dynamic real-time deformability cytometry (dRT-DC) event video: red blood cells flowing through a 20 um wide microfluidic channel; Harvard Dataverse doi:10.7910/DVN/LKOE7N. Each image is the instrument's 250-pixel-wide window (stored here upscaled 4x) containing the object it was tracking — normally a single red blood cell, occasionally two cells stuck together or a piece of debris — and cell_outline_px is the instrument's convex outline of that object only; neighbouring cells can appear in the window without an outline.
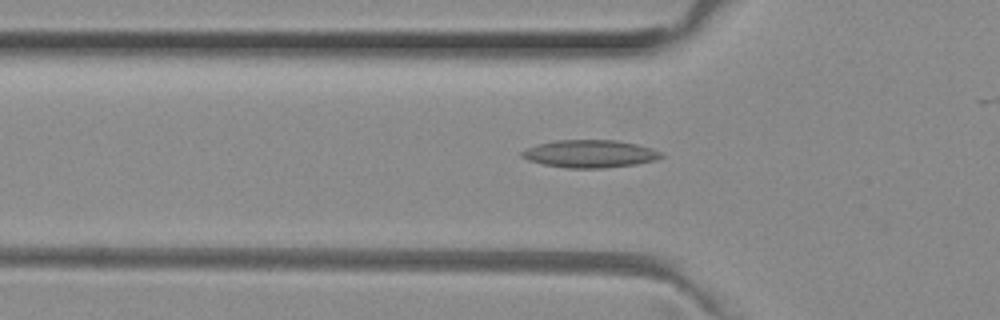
{"species": "common noctule bat (a hibernating species)", "species_latin": "Nyctalus noctula", "temperature_condition": "room temperature", "stored_images_in_passage": 44, "camera_frame_rate_fps": 3000, "um_per_image_px": 0.085, "animal": {"sex": "female", "body_mass_g": 29.2, "forearm_length_mm": 56.3}, "frame": {"image": 1, "passage_image": 16, "time_ms": 5.0, "image_size_px": [1000, 320], "cell_outline_px": [[664, 156], [656, 160], [636, 164], [604, 168], [568, 168], [544, 164], [528, 160], [520, 156], [520, 152], [528, 148], [540, 144], [556, 140], [616, 140], [636, 144], [652, 148], [664, 152]], "centroid_in_image_um": [50.19, 13.07], "position_along_channel_um": 75.6, "area_um2": 22.43}}
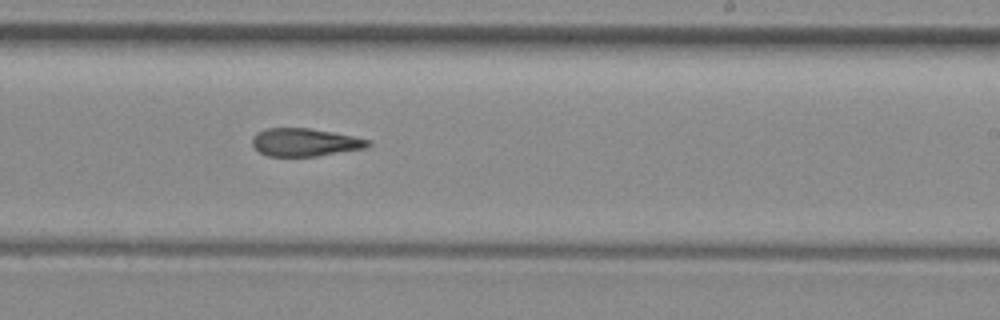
{"frame": {"image": 2, "passage_image": 30, "time_ms": 9.667, "image_size_px": [1000, 320], "cell_outline_px": [[372, 144], [368, 148], [316, 156], [268, 156], [260, 152], [252, 144], [252, 136], [256, 132], [264, 128], [308, 128], [332, 132], [372, 140]], "centroid_in_image_um": [25.93, 12.09], "position_along_channel_um": 263.1, "area_um2": 18.96}}
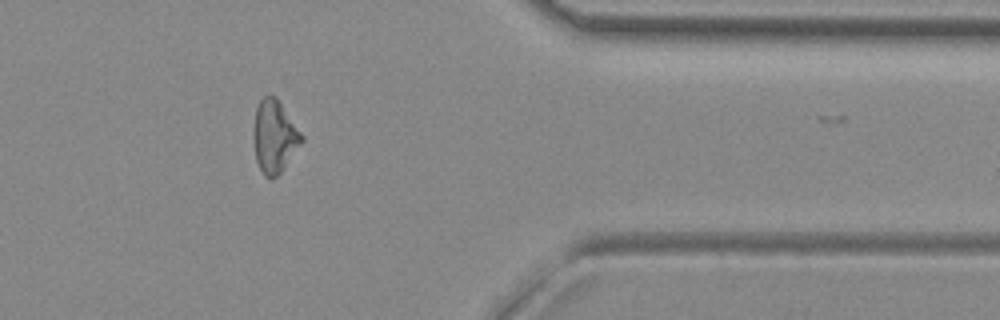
{"frame": {"image": 3, "passage_image": 41, "time_ms": 13.333, "image_size_px": [1000, 320], "cell_outline_px": [[304, 140], [280, 172], [272, 180], [264, 176], [256, 160], [252, 136], [256, 108], [260, 100], [264, 96], [276, 96], [304, 136]], "centroid_in_image_um": [23.31, 11.6], "position_along_channel_um": 388.1, "area_um2": 20.35}}